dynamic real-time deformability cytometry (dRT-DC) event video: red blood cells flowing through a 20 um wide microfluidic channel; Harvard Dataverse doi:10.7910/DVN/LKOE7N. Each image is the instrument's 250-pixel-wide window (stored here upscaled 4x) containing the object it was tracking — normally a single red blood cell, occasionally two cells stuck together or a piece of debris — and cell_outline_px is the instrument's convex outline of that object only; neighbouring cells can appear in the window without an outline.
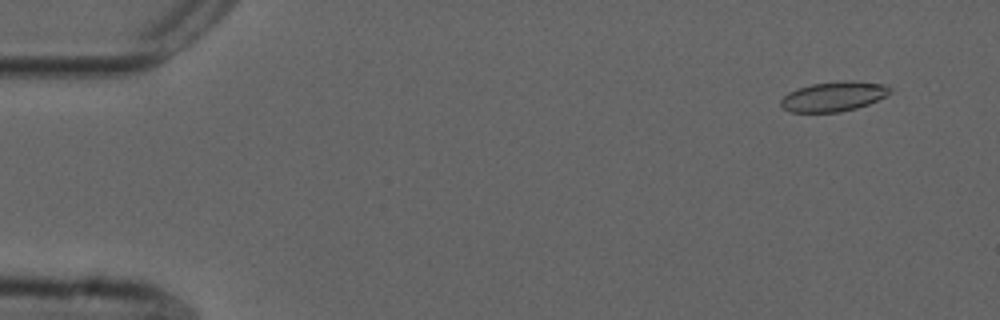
{"species": "common noctule bat (a hibernating species)", "species_latin": "Nyctalus noctula", "temperature_condition": "cold", "stored_images_in_passage": 7, "camera_frame_rate_fps": 3000, "um_per_image_px": 0.085, "animal": {"sex": "male", "forearm_length_mm": 52.5}, "frame": {"image": 1, "passage_image": 4, "time_ms": 1.0, "image_size_px": [1000, 320], "cell_outline_px": [[892, 92], [868, 104], [856, 108], [840, 112], [792, 112], [784, 108], [780, 104], [780, 100], [788, 92], [796, 88], [812, 84], [852, 80], [884, 84], [892, 88]], "centroid_in_image_um": [70.85, 8.19], "position_along_channel_um": 14.1, "area_um2": 18.84}}